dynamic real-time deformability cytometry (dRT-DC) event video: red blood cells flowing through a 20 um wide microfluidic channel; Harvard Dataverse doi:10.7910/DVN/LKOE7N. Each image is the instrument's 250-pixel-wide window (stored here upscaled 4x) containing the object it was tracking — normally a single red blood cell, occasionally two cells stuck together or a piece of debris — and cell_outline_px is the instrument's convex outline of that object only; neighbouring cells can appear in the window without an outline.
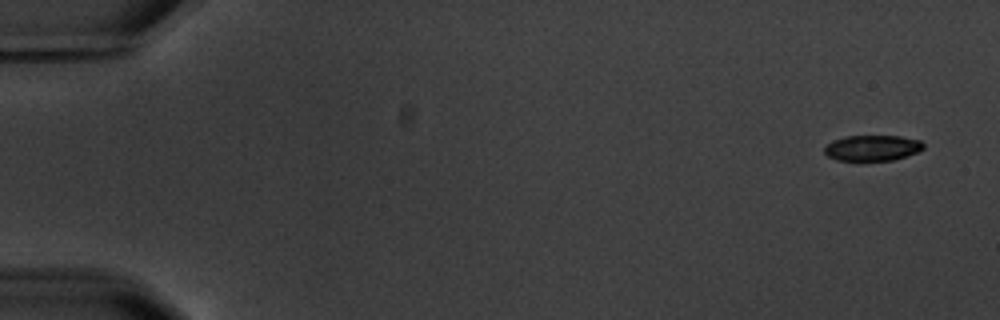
{"species": "common noctule bat (a hibernating species)", "species_latin": "Nyctalus noctula", "temperature_condition": "warm", "stored_images_in_passage": 5, "camera_frame_rate_fps": 3000, "um_per_image_px": 0.085, "animal": {"sex": "male", "body_mass_g": 20.1, "forearm_length_mm": 53.5}, "frame": {"image": 1, "passage_image": 1, "time_ms": 0.0, "image_size_px": [1000, 320], "cell_outline_px": [[924, 148], [916, 152], [892, 160], [836, 160], [828, 156], [824, 152], [824, 148], [832, 140], [844, 136], [900, 136], [920, 140], [924, 144]], "centroid_in_image_um": [74.12, 12.56], "position_along_channel_um": 10.9, "area_um2": 14.68}}
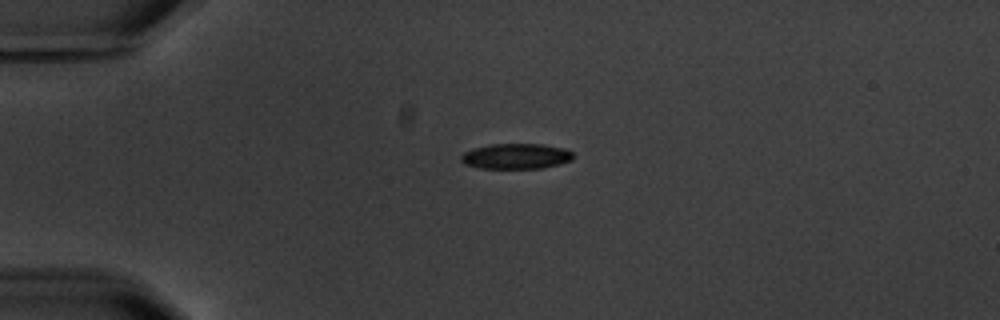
{"frame": {"image": 2, "passage_image": 4, "time_ms": 4.0, "image_size_px": [1000, 320], "cell_outline_px": [[572, 160], [540, 168], [480, 168], [464, 164], [460, 160], [460, 156], [464, 152], [472, 148], [492, 144], [544, 144], [564, 148], [572, 152]], "centroid_in_image_um": [43.82, 13.27], "position_along_channel_um": 41.2, "area_um2": 16.53}}